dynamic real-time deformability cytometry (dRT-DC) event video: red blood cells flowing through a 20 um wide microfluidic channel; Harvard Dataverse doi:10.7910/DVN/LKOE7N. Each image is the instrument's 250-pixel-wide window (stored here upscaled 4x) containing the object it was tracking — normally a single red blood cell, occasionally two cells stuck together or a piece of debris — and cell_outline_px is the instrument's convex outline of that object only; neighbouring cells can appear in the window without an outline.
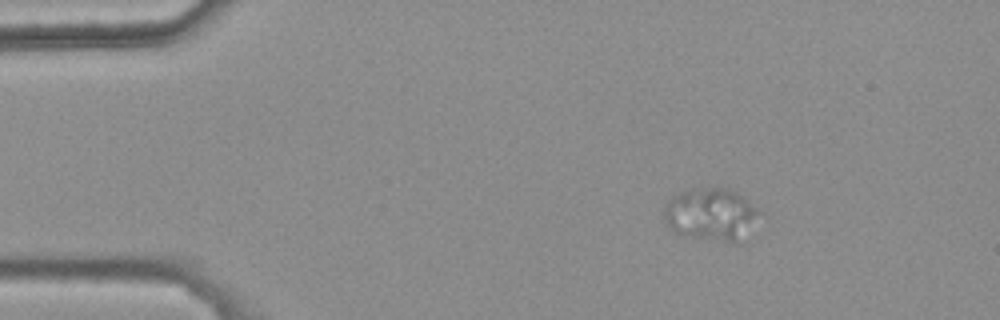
{"species": "common noctule bat (a hibernating species)", "species_latin": "Nyctalus noctula", "temperature_condition": "warm", "stored_images_in_passage": 40, "camera_frame_rate_fps": 3000, "um_per_image_px": 0.085, "animal": {"sex": "female", "body_mass_g": 25.1}, "frame": {"image": 1, "passage_image": 1, "time_ms": 0.0, "image_size_px": [1000, 320], "cell_outline_px": [[760, 212], [740, 244], [732, 244], [684, 236], [672, 232], [668, 228], [664, 220], [664, 204], [668, 200], [680, 192], [704, 188], [728, 188], [736, 192], [756, 208]], "centroid_in_image_um": [60.39, 18.28], "position_along_channel_um": 24.6, "area_um2": 29.36}}
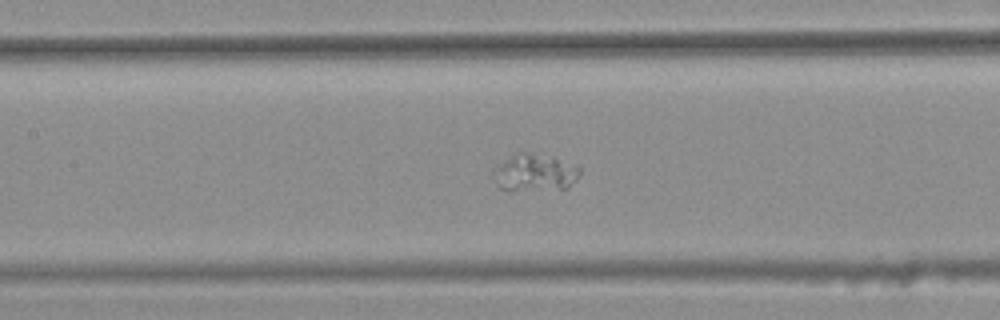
{"frame": {"image": 2, "passage_image": 18, "time_ms": 5.667, "image_size_px": [1000, 320], "cell_outline_px": [[580, 172], [576, 180], [568, 188], [500, 188], [496, 184], [496, 180], [500, 168], [520, 148], [552, 156], [580, 168]], "centroid_in_image_um": [45.57, 14.6], "position_along_channel_um": 161.8, "area_um2": 17.69}}
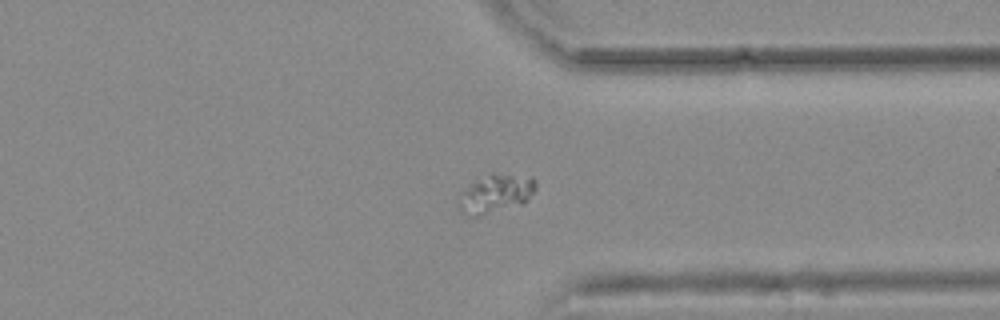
{"frame": {"image": 3, "passage_image": 35, "time_ms": 11.333, "image_size_px": [1000, 320], "cell_outline_px": [[536, 188], [528, 200], [520, 204], [476, 216], [468, 216], [460, 212], [456, 200], [456, 196], [472, 184], [492, 176], [532, 176], [536, 180]], "centroid_in_image_um": [42.11, 16.52], "position_along_channel_um": 369.3, "area_um2": 16.47}}